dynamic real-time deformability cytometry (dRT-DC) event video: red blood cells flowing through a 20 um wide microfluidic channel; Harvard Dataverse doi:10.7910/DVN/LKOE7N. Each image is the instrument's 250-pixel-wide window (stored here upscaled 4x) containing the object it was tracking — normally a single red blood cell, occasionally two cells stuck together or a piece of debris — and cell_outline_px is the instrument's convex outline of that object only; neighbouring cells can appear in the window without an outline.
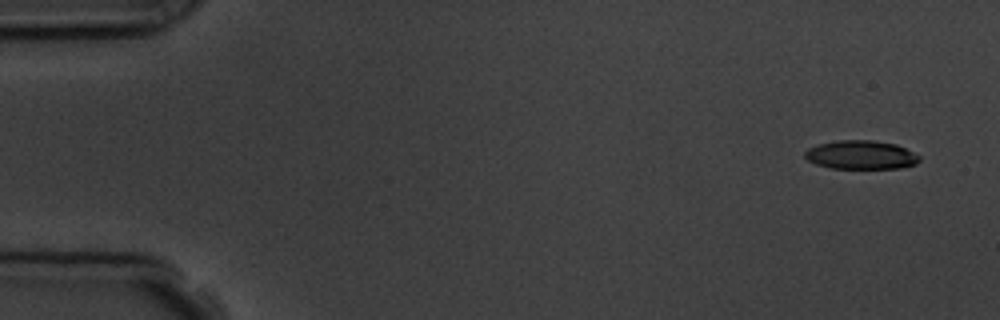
{"species": "common noctule bat (a hibernating species)", "species_latin": "Nyctalus noctula", "temperature_condition": "room temperature", "stored_images_in_passage": 10, "camera_frame_rate_fps": 3000, "um_per_image_px": 0.085, "animal": {"sex": "male", "body_mass_g": 19.5, "forearm_length_mm": 54.6}, "frame": {"image": 1, "passage_image": 1, "time_ms": 0.0, "image_size_px": [1000, 320], "cell_outline_px": [[920, 160], [916, 164], [900, 168], [832, 168], [816, 164], [808, 160], [804, 156], [804, 152], [808, 148], [820, 144], [840, 140], [872, 140], [896, 144], [920, 156]], "centroid_in_image_um": [73.18, 13.16], "position_along_channel_um": 11.8, "area_um2": 19.02}}
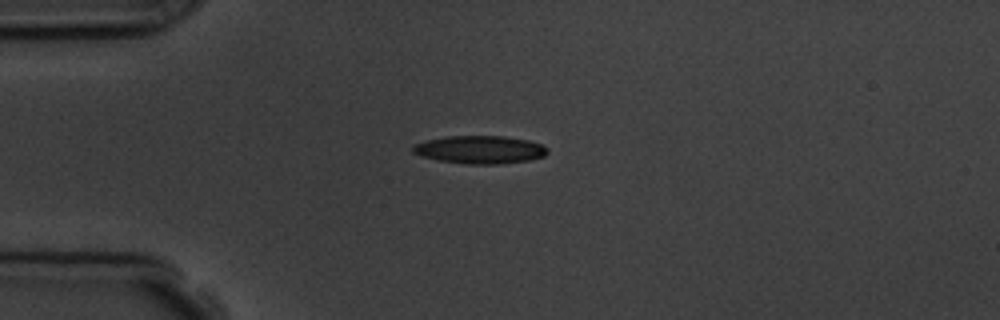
{"frame": {"image": 2, "passage_image": 4, "time_ms": 3.667, "image_size_px": [1000, 320], "cell_outline_px": [[548, 152], [544, 156], [528, 160], [500, 164], [464, 164], [440, 160], [420, 156], [412, 152], [412, 148], [416, 144], [428, 140], [448, 136], [504, 136], [528, 140], [540, 144], [548, 148]], "centroid_in_image_um": [40.81, 12.72], "position_along_channel_um": 44.2, "area_um2": 21.79}}
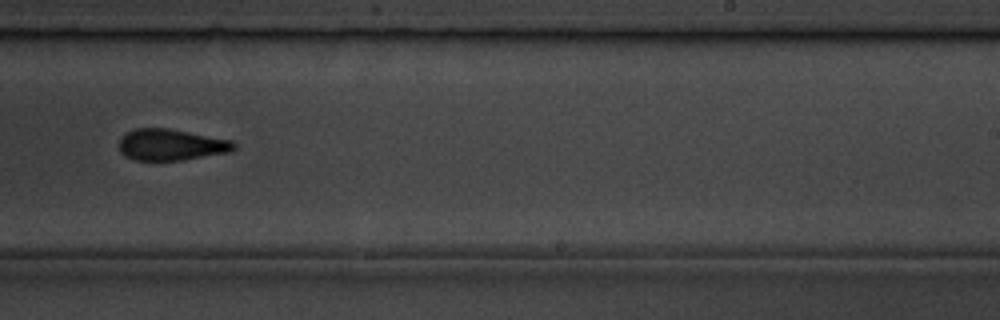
{"frame": {"image": 3, "passage_image": 10, "time_ms": 10.333, "image_size_px": [1000, 320], "cell_outline_px": [[236, 148], [232, 152], [184, 160], [132, 160], [124, 156], [120, 152], [120, 140], [128, 132], [136, 128], [168, 128], [232, 140], [236, 144]], "centroid_in_image_um": [14.58, 12.31], "position_along_channel_um": 274.4, "area_um2": 21.1}}